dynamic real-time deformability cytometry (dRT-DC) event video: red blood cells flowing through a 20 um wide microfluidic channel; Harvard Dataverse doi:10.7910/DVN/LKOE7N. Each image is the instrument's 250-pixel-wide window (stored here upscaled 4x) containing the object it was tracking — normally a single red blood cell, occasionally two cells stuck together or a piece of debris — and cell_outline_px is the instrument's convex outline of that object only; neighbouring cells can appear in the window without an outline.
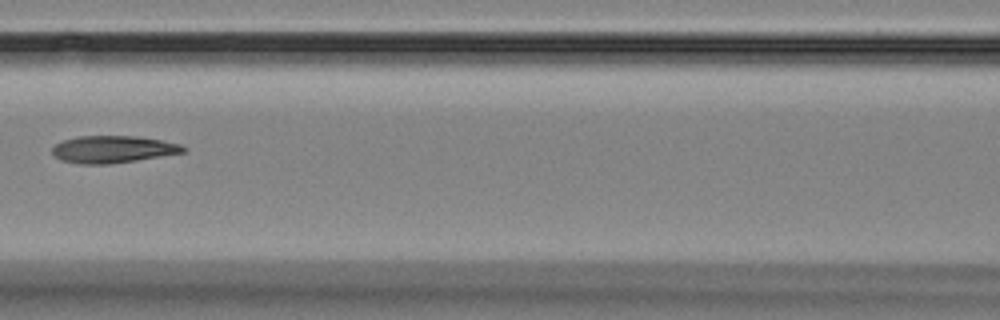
{"species": "Egyptian fruit bat (a non-hibernating species)", "species_latin": "Rousettus aegyptiacus", "temperature_condition": "room temperature", "stored_images_in_passage": 5, "camera_frame_rate_fps": 3000, "um_per_image_px": 0.085, "animal": {"sex": "female"}, "frame": {"image": 1, "passage_image": 5, "time_ms": 5.667, "image_size_px": [1000, 320], "cell_outline_px": [[188, 148], [184, 152], [136, 160], [108, 164], [80, 164], [60, 160], [52, 156], [52, 148], [56, 144], [64, 140], [80, 136], [140, 136], [180, 144]], "centroid_in_image_um": [9.57, 12.69], "position_along_channel_um": 157.0, "area_um2": 20.69}}